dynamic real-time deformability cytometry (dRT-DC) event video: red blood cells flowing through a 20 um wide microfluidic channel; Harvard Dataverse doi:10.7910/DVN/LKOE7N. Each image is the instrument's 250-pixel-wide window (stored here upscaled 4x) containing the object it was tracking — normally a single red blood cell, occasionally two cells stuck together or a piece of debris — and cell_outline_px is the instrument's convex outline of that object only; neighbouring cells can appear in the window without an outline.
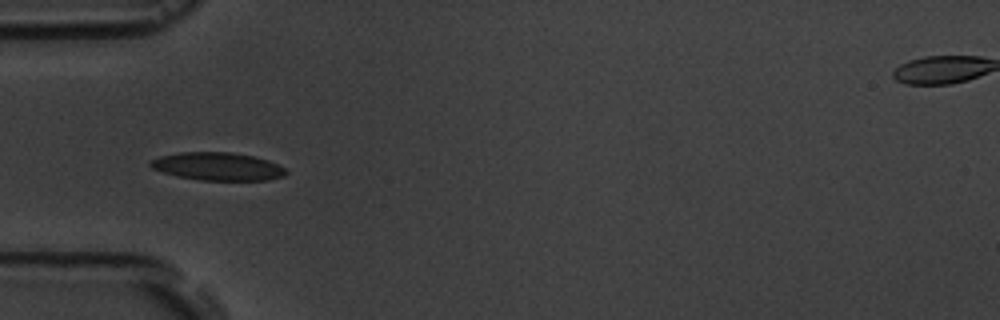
{"species": "common noctule bat (a hibernating species)", "species_latin": "Nyctalus noctula", "temperature_condition": "room temperature", "stored_images_in_passage": 5, "camera_frame_rate_fps": 3000, "um_per_image_px": 0.085, "animal": {"sex": "male", "body_mass_g": 19.5, "forearm_length_mm": 54.6}, "frame": {"image": 1, "passage_image": 4, "time_ms": 3.667, "image_size_px": [1000, 320], "cell_outline_px": [[288, 172], [284, 176], [268, 180], [200, 180], [176, 176], [152, 168], [148, 164], [152, 160], [160, 156], [180, 152], [232, 152], [252, 156], [268, 160], [284, 168]], "centroid_in_image_um": [18.5, 14.15], "position_along_channel_um": 66.5, "area_um2": 21.96}}
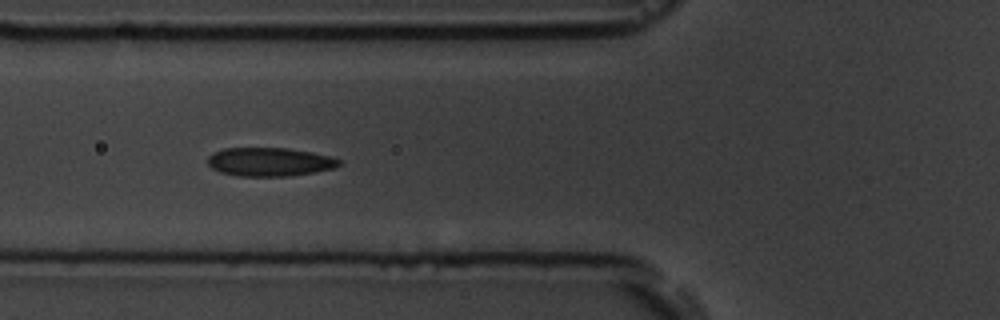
{"frame": {"image": 2, "passage_image": 5, "time_ms": 4.667, "image_size_px": [1000, 320], "cell_outline_px": [[340, 164], [332, 168], [312, 172], [288, 176], [236, 176], [220, 172], [212, 168], [208, 164], [208, 156], [212, 152], [224, 148], [288, 148], [312, 152], [332, 156], [340, 160]], "centroid_in_image_um": [22.88, 13.75], "position_along_channel_um": 102.9, "area_um2": 21.91}}